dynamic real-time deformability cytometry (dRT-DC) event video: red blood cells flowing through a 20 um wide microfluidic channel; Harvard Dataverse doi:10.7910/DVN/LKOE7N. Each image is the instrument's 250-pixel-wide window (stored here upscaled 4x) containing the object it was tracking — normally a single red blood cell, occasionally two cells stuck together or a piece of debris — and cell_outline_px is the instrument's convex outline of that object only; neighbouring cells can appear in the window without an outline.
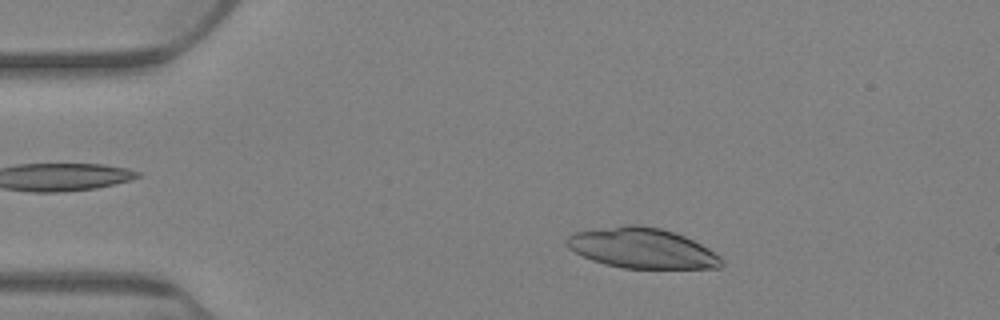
{"species": "Egyptian fruit bat (a non-hibernating species)", "species_latin": "Rousettus aegyptiacus", "temperature_condition": "warm", "stored_images_in_passage": 79, "segment_of_instrument_passage": [1, 2], "camera_frame_rate_fps": 3000, "um_per_image_px": 0.085, "animal": {"sex": "female"}, "frame": {"image": 1, "passage_image": 13, "time_ms": 4.0, "image_size_px": [1000, 320], "cell_outline_px": [[724, 264], [720, 268], [624, 268], [604, 264], [592, 260], [568, 248], [564, 244], [564, 240], [572, 232], [624, 224], [640, 224], [660, 228], [684, 236], [708, 248], [720, 256], [724, 260]], "centroid_in_image_um": [54.54, 21.08], "position_along_channel_um": 30.5, "area_um2": 36.53}}